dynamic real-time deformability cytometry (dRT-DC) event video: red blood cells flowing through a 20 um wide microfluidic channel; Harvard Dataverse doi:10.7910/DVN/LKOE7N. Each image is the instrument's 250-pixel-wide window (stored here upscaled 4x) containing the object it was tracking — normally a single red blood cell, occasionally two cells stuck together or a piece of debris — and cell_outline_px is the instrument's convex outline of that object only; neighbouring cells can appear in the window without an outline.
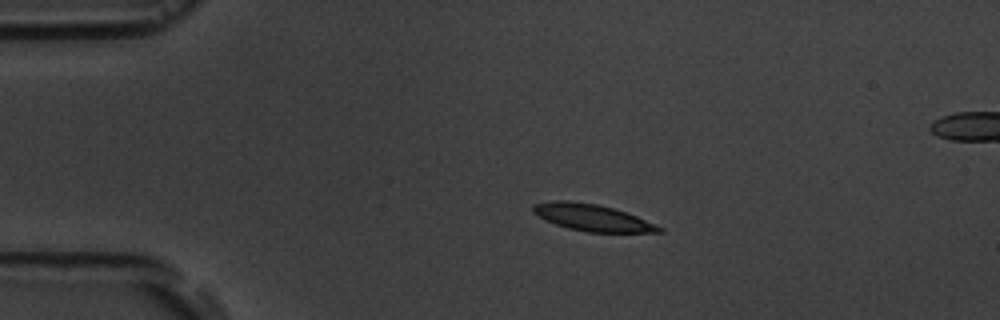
{"species": "common noctule bat (a hibernating species)", "species_latin": "Nyctalus noctula", "temperature_condition": "room temperature", "stored_images_in_passage": 15, "camera_frame_rate_fps": 3000, "um_per_image_px": 0.085, "animal": {"sex": "male", "body_mass_g": 19.5, "forearm_length_mm": 54.6}, "frame": {"image": 1, "passage_image": 2, "time_ms": 2.0, "image_size_px": [1000, 320], "cell_outline_px": [[664, 232], [588, 232], [568, 228], [544, 220], [532, 212], [532, 204], [552, 200], [568, 200], [596, 204], [612, 208], [636, 216], [664, 228]], "centroid_in_image_um": [50.28, 18.49], "position_along_channel_um": 34.7, "area_um2": 19.54}}
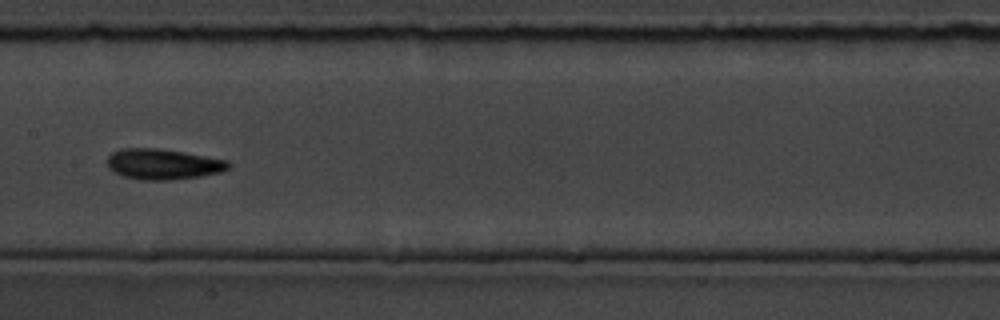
{"frame": {"image": 2, "passage_image": 7, "time_ms": 7.667, "image_size_px": [1000, 320], "cell_outline_px": [[232, 164], [228, 168], [220, 172], [200, 176], [172, 180], [140, 180], [124, 176], [112, 172], [108, 168], [104, 160], [112, 152], [120, 148], [156, 148], [184, 152], [228, 160]], "centroid_in_image_um": [13.8, 13.95], "position_along_channel_um": 193.6, "area_um2": 21.91}}
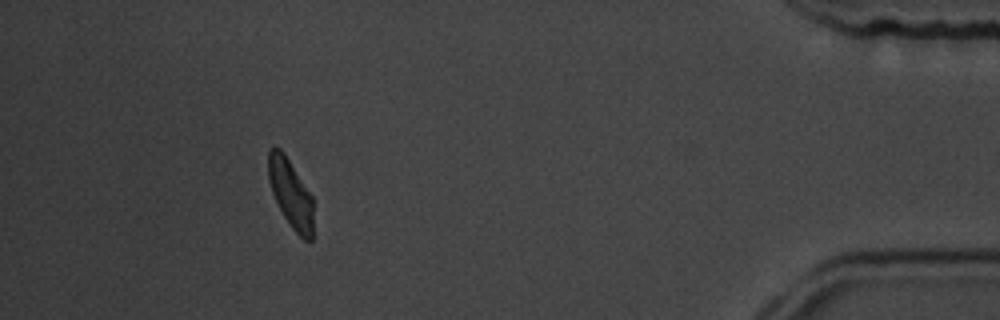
{"frame": {"image": 3, "passage_image": 13, "time_ms": 15.333, "image_size_px": [1000, 320], "cell_outline_px": [[312, 240], [304, 240], [292, 228], [284, 216], [272, 192], [268, 180], [268, 148], [272, 144], [280, 148], [284, 152], [312, 196]], "centroid_in_image_um": [24.67, 16.38], "position_along_channel_um": 410.5, "area_um2": 17.86}}